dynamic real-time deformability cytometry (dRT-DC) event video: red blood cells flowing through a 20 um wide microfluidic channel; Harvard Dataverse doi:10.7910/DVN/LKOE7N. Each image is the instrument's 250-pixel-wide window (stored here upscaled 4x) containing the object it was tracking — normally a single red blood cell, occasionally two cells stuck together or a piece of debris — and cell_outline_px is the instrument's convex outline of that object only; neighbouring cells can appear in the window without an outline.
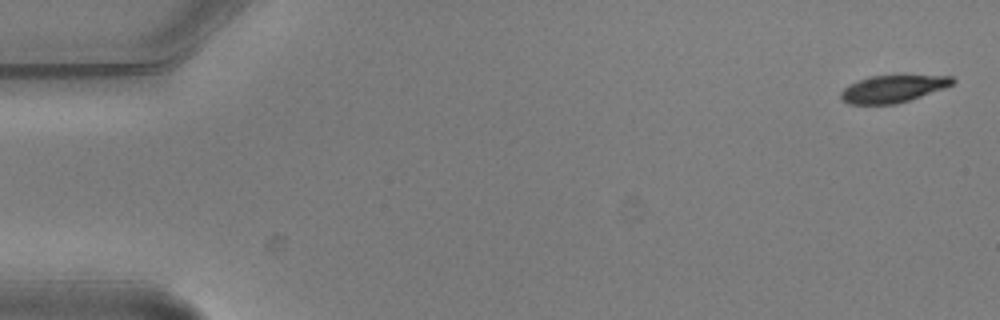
{"species": "common noctule bat (a hibernating species)", "species_latin": "Nyctalus noctula", "temperature_condition": "warm", "stored_images_in_passage": 6, "camera_frame_rate_fps": 3000, "um_per_image_px": 0.085, "animal": {"sex": "male", "body_mass_g": 20.5, "forearm_length_mm": 52.5}, "frame": {"image": 1, "passage_image": 1, "time_ms": 0.0, "image_size_px": [1000, 320], "cell_outline_px": [[956, 80], [952, 84], [944, 88], [896, 104], [848, 104], [840, 100], [840, 92], [848, 84], [868, 76], [952, 76]], "centroid_in_image_um": [75.82, 7.55], "position_along_channel_um": 9.2, "area_um2": 17.57}}
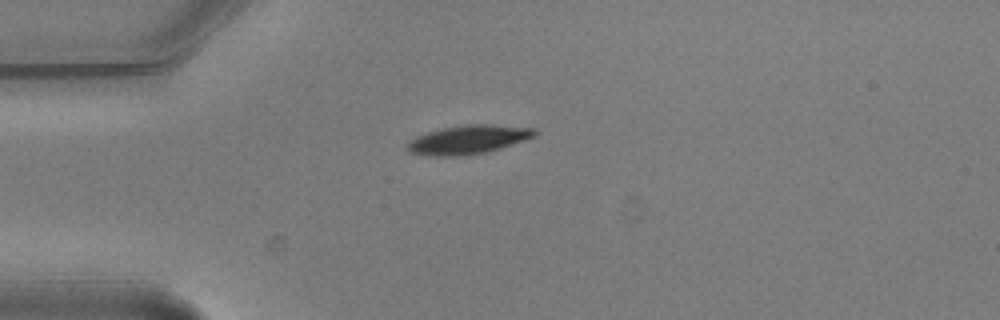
{"frame": {"image": 2, "passage_image": 4, "time_ms": 1.0, "image_size_px": [1000, 320], "cell_outline_px": [[536, 136], [500, 148], [484, 152], [460, 156], [436, 156], [412, 152], [408, 148], [408, 144], [416, 136], [428, 132], [444, 128], [468, 124], [488, 124], [536, 128]], "centroid_in_image_um": [39.85, 11.85], "position_along_channel_um": 45.1, "area_um2": 20.87}}
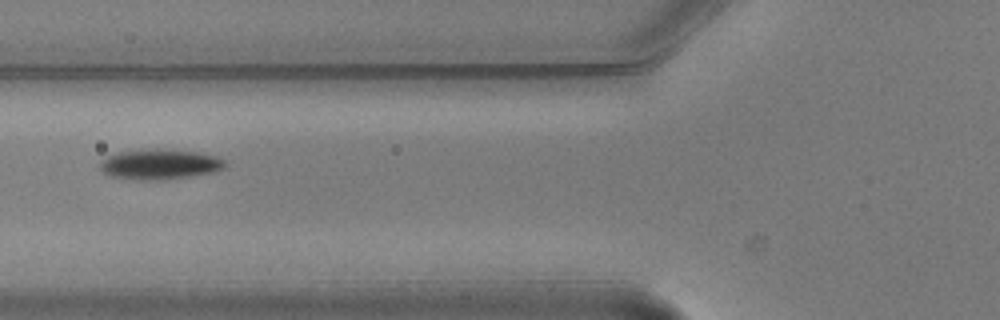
{"frame": {"image": 3, "passage_image": 6, "time_ms": 1.667, "image_size_px": [1000, 320], "cell_outline_px": [[228, 164], [224, 168], [216, 172], [164, 180], [132, 180], [108, 176], [100, 168], [100, 160], [108, 156], [120, 152], [196, 152], [216, 156], [228, 160]], "centroid_in_image_um": [13.63, 14.04], "position_along_channel_um": 112.2, "area_um2": 21.27}}